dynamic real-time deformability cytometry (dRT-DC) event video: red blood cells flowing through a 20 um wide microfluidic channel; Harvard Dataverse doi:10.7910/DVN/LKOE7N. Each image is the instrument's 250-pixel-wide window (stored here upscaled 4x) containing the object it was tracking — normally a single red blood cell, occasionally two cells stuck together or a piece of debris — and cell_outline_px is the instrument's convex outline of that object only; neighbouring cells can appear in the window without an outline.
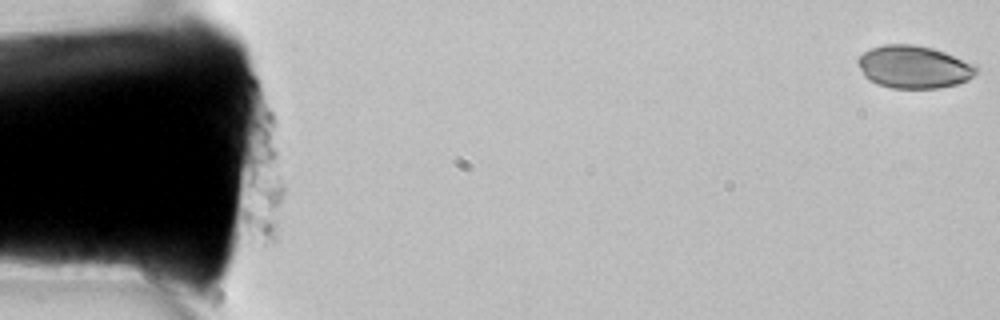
{"species": "common noctule bat (a hibernating species)", "species_latin": "Nyctalus noctula", "temperature_condition": "room temperature", "stored_images_in_passage": 8, "camera_frame_rate_fps": 3000, "um_per_image_px": 0.085, "animal": {"sex": "female", "body_mass_g": 22.7, "forearm_length_mm": 54.2}, "frame": {"image": 1, "passage_image": 1, "time_ms": 0.0, "image_size_px": [1000, 320], "cell_outline_px": [[980, 72], [968, 80], [956, 84], [940, 88], [892, 88], [876, 84], [868, 80], [864, 76], [856, 60], [864, 52], [872, 48], [884, 44], [916, 44], [932, 48], [944, 52], [976, 64], [980, 68]], "centroid_in_image_um": [77.71, 5.69], "position_along_channel_um": 7.3, "area_um2": 29.77}}